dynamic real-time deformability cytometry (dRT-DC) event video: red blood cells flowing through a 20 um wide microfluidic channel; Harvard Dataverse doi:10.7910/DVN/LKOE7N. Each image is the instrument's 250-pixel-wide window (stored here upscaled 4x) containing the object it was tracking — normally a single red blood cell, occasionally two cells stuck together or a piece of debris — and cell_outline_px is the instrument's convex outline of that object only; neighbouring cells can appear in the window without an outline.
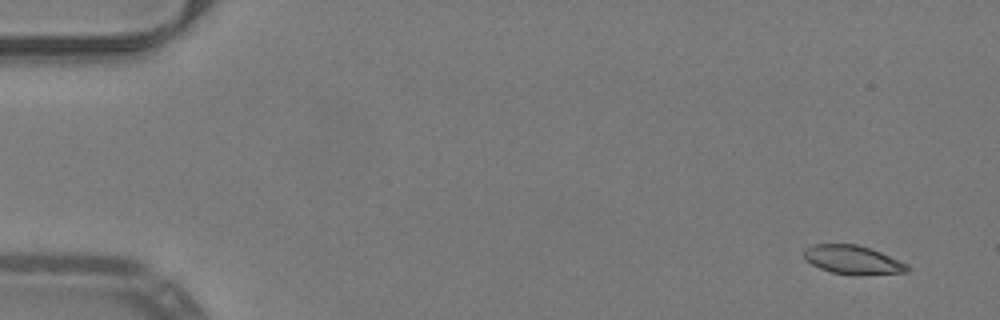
{"species": "common noctule bat (a hibernating species)", "species_latin": "Nyctalus noctula", "temperature_condition": "warm", "stored_images_in_passage": 50, "camera_frame_rate_fps": 3000, "um_per_image_px": 0.085, "animal": {"sex": "male", "body_mass_g": 19.2, "forearm_length_mm": 51.8}, "frame": {"image": 1, "passage_image": 1, "time_ms": 0.0, "image_size_px": [1000, 320], "cell_outline_px": [[908, 272], [856, 276], [832, 272], [820, 268], [804, 260], [804, 248], [812, 244], [856, 244], [880, 252], [908, 264]], "centroid_in_image_um": [72.46, 22.09], "position_along_channel_um": 12.5, "area_um2": 17.4}}
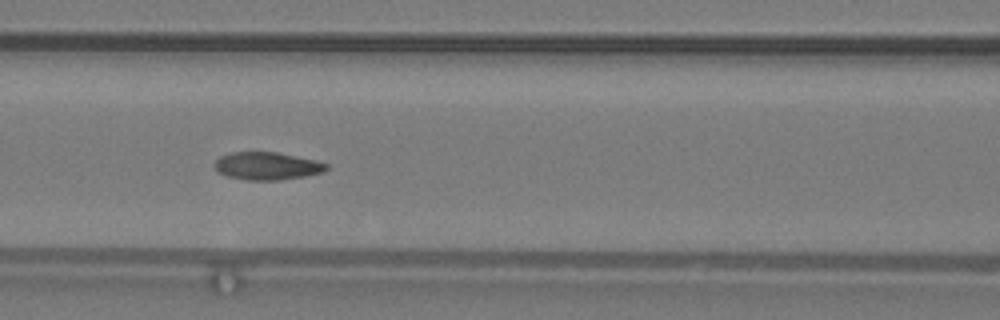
{"frame": {"image": 2, "passage_image": 21, "time_ms": 6.667, "image_size_px": [1000, 320], "cell_outline_px": [[328, 168], [324, 172], [304, 176], [280, 180], [248, 180], [228, 176], [220, 172], [212, 164], [220, 156], [232, 152], [276, 152], [316, 160], [328, 164]], "centroid_in_image_um": [22.71, 14.1], "position_along_channel_um": 143.9, "area_um2": 17.98}}
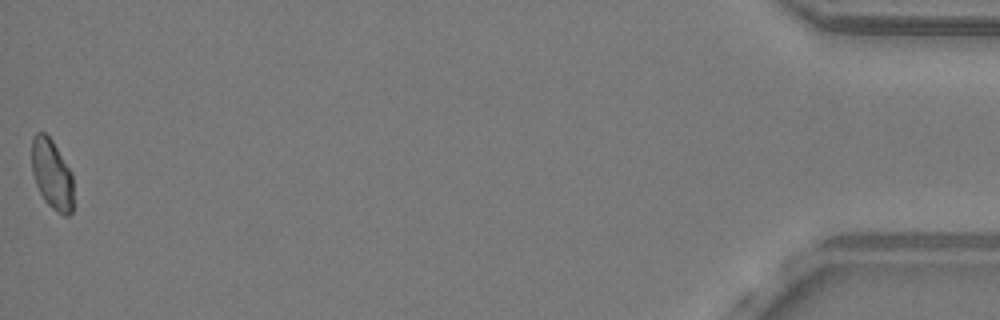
{"frame": {"image": 3, "passage_image": 50, "time_ms": 16.333, "image_size_px": [1000, 320], "cell_outline_px": [[72, 212], [68, 216], [64, 216], [52, 208], [44, 200], [36, 184], [32, 172], [32, 136], [36, 132], [44, 132], [52, 140], [72, 172]], "centroid_in_image_um": [4.41, 14.8], "position_along_channel_um": 430.8, "area_um2": 16.94}, "authors_computed_cell_mechanics": {"area_um2": 18.0336, "velocity_mm_per_s": 3.9845, "shape_relaxation_time_tau1_ms": 5.4797, "shape_relaxation_time_tau2_ms": 1.1729, "deformation_change_tau1": 0.1606, "deformation_change_tau2": 0.0475}}